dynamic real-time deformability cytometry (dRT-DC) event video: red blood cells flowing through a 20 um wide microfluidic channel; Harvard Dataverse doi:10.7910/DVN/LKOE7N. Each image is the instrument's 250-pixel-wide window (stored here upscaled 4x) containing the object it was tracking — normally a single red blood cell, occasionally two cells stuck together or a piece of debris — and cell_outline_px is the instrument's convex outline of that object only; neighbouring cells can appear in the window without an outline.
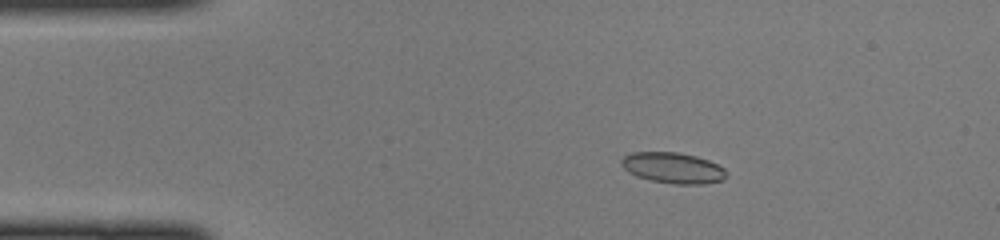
{"species": "common noctule bat (a hibernating species)", "species_latin": "Nyctalus noctula", "temperature_condition": "cold", "stored_images_in_passage": 48, "camera_frame_rate_fps": 3000, "um_per_image_px": 0.085, "animal": {"sex": "female", "body_mass_g": 22.0, "forearm_length_mm": 56.7}, "frame": {"image": 1, "passage_image": 9, "time_ms": 2.667, "image_size_px": [1000, 240], "cell_outline_px": [[728, 176], [724, 180], [704, 184], [672, 184], [652, 180], [636, 176], [628, 172], [620, 164], [620, 160], [624, 156], [632, 152], [676, 152], [696, 156], [708, 160], [724, 168], [728, 172]], "centroid_in_image_um": [57.22, 14.27], "position_along_channel_um": 27.8, "area_um2": 19.02}}
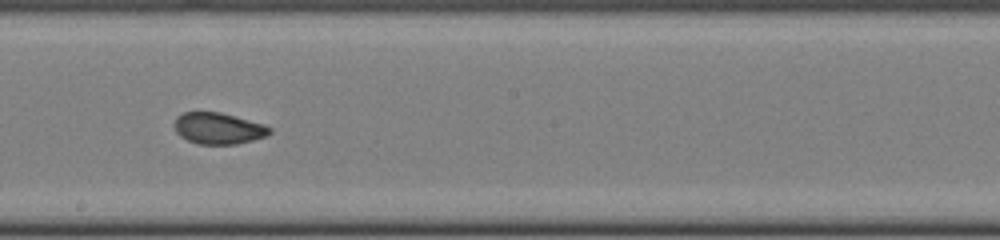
{"frame": {"image": 2, "passage_image": 27, "time_ms": 8.667, "image_size_px": [1000, 240], "cell_outline_px": [[272, 132], [264, 136], [252, 140], [236, 144], [196, 144], [180, 136], [176, 132], [172, 124], [176, 116], [184, 112], [220, 112], [264, 124], [272, 128]], "centroid_in_image_um": [18.52, 10.91], "position_along_channel_um": 229.7, "area_um2": 17.51}}
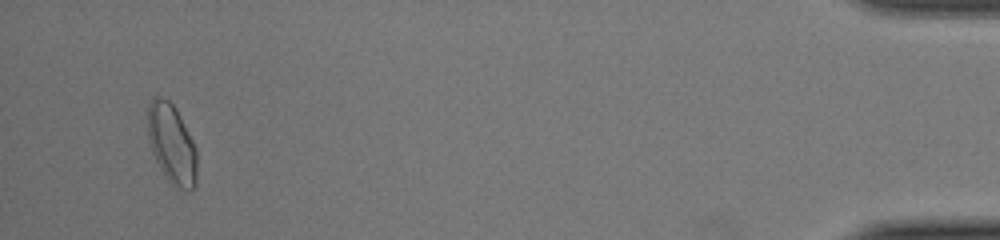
{"frame": {"image": 3, "passage_image": 46, "time_ms": 15.0, "image_size_px": [1000, 240], "cell_outline_px": [[196, 184], [192, 188], [176, 192], [160, 168], [152, 152], [148, 136], [148, 104], [152, 96], [160, 96], [168, 100], [176, 108], [196, 148]], "centroid_in_image_um": [14.59, 12.25], "position_along_channel_um": 420.6, "area_um2": 22.95}}